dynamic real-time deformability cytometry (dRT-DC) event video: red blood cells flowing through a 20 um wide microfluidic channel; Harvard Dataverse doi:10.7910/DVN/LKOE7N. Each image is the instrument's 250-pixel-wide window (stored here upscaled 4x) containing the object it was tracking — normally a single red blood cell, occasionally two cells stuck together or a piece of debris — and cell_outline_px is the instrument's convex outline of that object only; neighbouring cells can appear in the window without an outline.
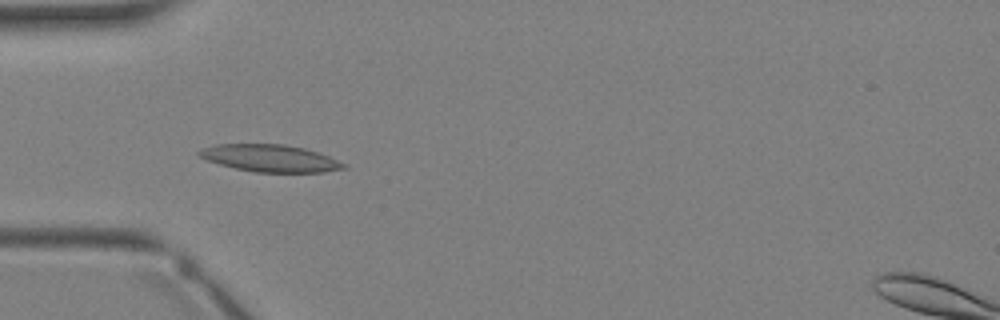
{"species": "Egyptian fruit bat (a non-hibernating species)", "species_latin": "Rousettus aegyptiacus", "temperature_condition": "warm", "stored_images_in_passage": 4, "camera_frame_rate_fps": 3000, "um_per_image_px": 0.085, "animal": {"sex": "female"}, "frame": {"image": 1, "passage_image": 4, "time_ms": 3.333, "image_size_px": [1000, 320], "cell_outline_px": [[348, 168], [324, 172], [256, 172], [236, 168], [220, 164], [208, 160], [200, 156], [196, 152], [200, 148], [216, 144], [284, 144], [304, 148], [320, 152], [348, 164]], "centroid_in_image_um": [23.02, 13.44], "position_along_channel_um": 62.0, "area_um2": 23.0}}